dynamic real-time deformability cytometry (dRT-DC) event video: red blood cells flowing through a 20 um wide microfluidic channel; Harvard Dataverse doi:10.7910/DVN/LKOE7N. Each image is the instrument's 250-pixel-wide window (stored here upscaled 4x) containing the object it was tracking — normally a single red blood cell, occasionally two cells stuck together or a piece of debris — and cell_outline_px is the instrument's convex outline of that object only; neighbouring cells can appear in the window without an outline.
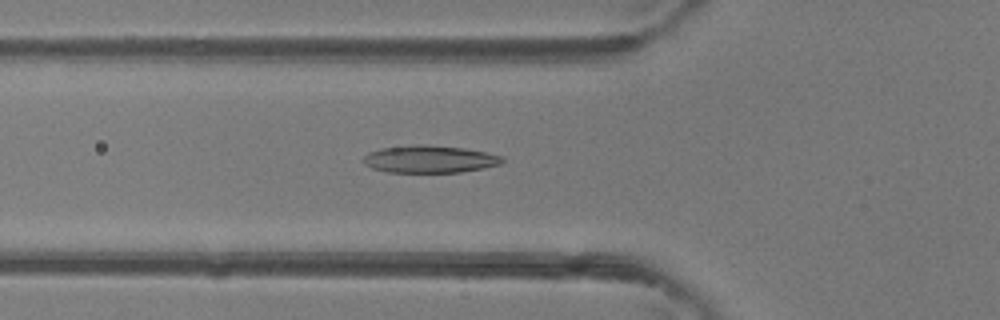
{"species": "common noctule bat (a hibernating species)", "species_latin": "Nyctalus noctula", "temperature_condition": "room temperature", "stored_images_in_passage": 42, "camera_frame_rate_fps": 3000, "um_per_image_px": 0.085, "animal": {"sex": "female"}, "frame": {"image": 1, "passage_image": 12, "time_ms": 3.667, "image_size_px": [1000, 320], "cell_outline_px": [[504, 160], [500, 164], [484, 168], [460, 172], [388, 172], [372, 168], [364, 164], [360, 160], [368, 152], [380, 148], [420, 144], [424, 144], [464, 148], [488, 152], [504, 156]], "centroid_in_image_um": [36.51, 13.52], "position_along_channel_um": 89.3, "area_um2": 22.37}}
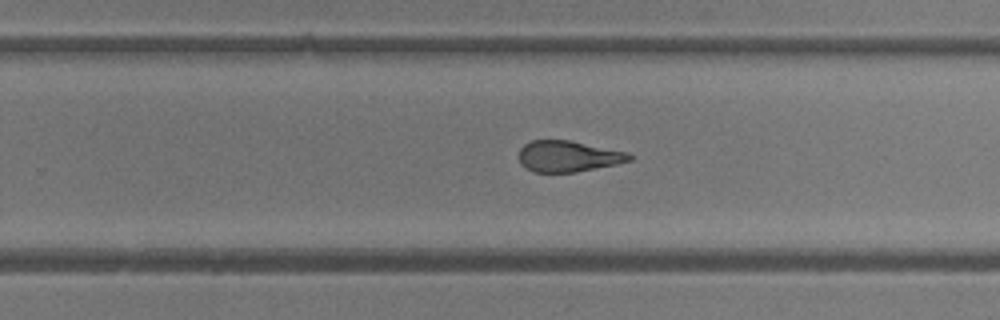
{"frame": {"image": 2, "passage_image": 25, "time_ms": 8.0, "image_size_px": [1000, 320], "cell_outline_px": [[632, 160], [616, 164], [576, 172], [532, 172], [524, 168], [520, 164], [520, 148], [524, 144], [532, 140], [568, 140], [628, 152], [632, 156]], "centroid_in_image_um": [48.27, 13.29], "position_along_channel_um": 281.5, "area_um2": 20.0}}
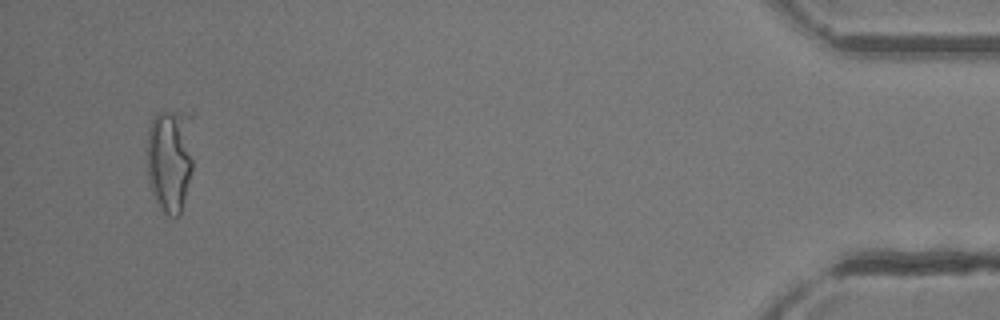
{"frame": {"image": 3, "passage_image": 40, "time_ms": 13.0, "image_size_px": [1000, 320], "cell_outline_px": [[196, 112], [192, 172], [180, 216], [168, 216], [164, 212], [152, 196], [148, 180], [148, 128], [152, 116], [156, 112]], "centroid_in_image_um": [14.52, 13.47], "position_along_channel_um": 420.7, "area_um2": 29.77}, "authors_computed_cell_mechanics": {"area_um2": 21.7328, "velocity_mm_per_s": 4.4268, "shape_relaxation_time_tau1_ms": 4.1519, "shape_relaxation_time_tau2_ms": 1.658, "deformation_change_tau1": 0.2006, "deformation_change_tau2": 0.1183}}